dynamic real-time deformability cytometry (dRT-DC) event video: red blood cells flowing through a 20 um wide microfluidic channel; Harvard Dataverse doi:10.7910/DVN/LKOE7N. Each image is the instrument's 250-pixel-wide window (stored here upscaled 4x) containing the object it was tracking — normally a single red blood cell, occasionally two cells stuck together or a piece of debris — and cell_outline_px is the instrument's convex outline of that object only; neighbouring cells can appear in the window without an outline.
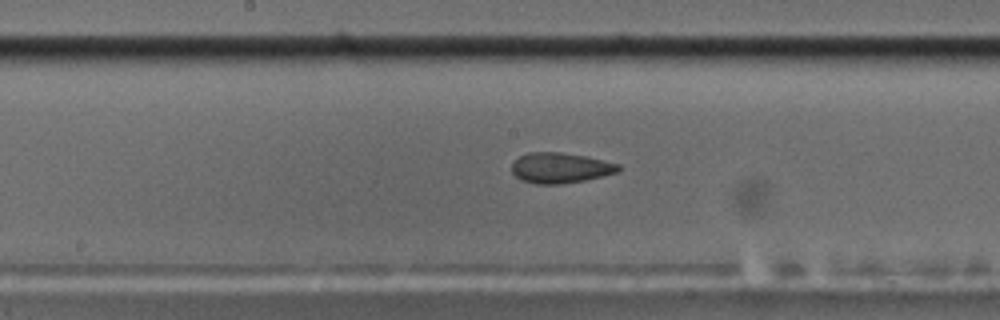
{"species": "common noctule bat (a hibernating species)", "species_latin": "Nyctalus noctula", "temperature_condition": "cold", "stored_images_in_passage": 57, "camera_frame_rate_fps": 3000, "um_per_image_px": 0.085, "animal": {"sex": "male", "body_mass_g": 17.5, "forearm_length_mm": 52.3}, "frame": {"image": 1, "passage_image": 30, "time_ms": 9.667, "image_size_px": [1000, 320], "cell_outline_px": [[620, 168], [616, 172], [584, 180], [560, 184], [536, 184], [520, 180], [512, 172], [512, 164], [520, 156], [528, 152], [560, 152], [584, 156], [620, 164]], "centroid_in_image_um": [47.58, 14.27], "position_along_channel_um": 200.6, "area_um2": 18.67}}
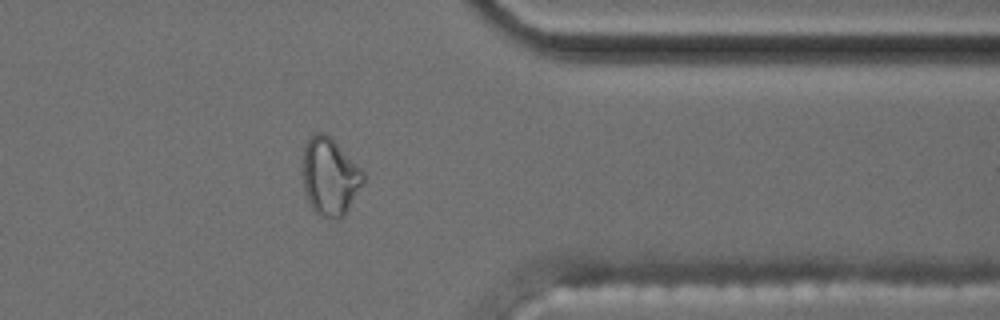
{"frame": {"image": 2, "passage_image": 46, "time_ms": 15.0, "image_size_px": [1000, 320], "cell_outline_px": [[364, 184], [344, 216], [336, 220], [320, 216], [312, 208], [308, 200], [304, 188], [300, 160], [304, 144], [312, 132], [324, 132], [364, 172]], "centroid_in_image_um": [27.99, 15.02], "position_along_channel_um": 383.4, "area_um2": 27.74}}
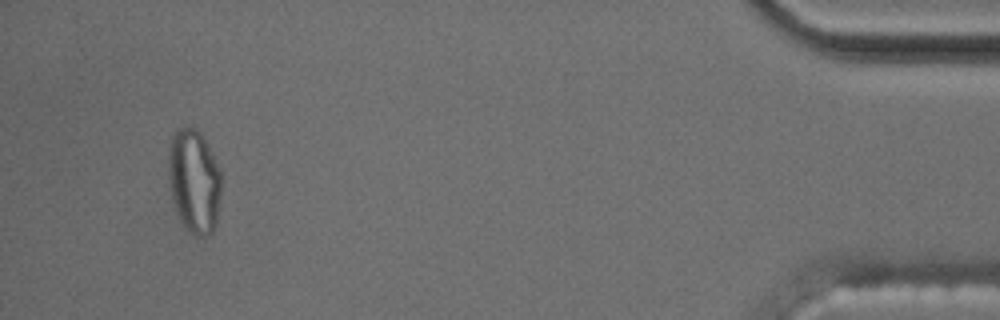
{"frame": {"image": 3, "passage_image": 54, "time_ms": 17.667, "image_size_px": [1000, 320], "cell_outline_px": [[220, 192], [216, 224], [212, 232], [204, 236], [196, 236], [180, 220], [176, 212], [172, 200], [168, 180], [168, 148], [172, 132], [176, 128], [184, 124], [192, 124], [200, 132], [220, 172]], "centroid_in_image_um": [16.44, 15.32], "position_along_channel_um": 418.8, "area_um2": 32.19}, "authors_computed_cell_mechanics": {"area_um2": 19.4208, "velocity_mm_per_s": 3.6183, "shape_relaxation_time_tau1_ms": null, "shape_relaxation_time_tau2_ms": 1.9794, "deformation_change_tau1": null, "deformation_change_tau2": 0.0895}}